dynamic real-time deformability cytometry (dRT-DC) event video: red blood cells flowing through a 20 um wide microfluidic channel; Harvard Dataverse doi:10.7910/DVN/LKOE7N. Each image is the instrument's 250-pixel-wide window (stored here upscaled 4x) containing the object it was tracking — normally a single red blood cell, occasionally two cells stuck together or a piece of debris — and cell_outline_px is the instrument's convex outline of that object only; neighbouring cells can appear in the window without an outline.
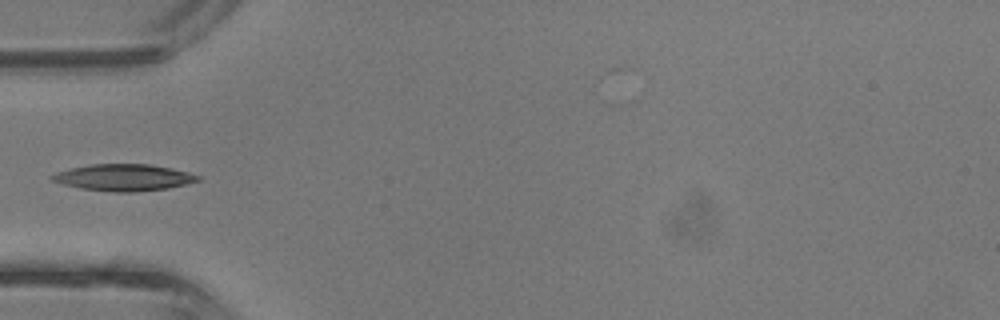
{"species": "common noctule bat (a hibernating species)", "species_latin": "Nyctalus noctula", "temperature_condition": "room temperature", "stored_images_in_passage": 4, "camera_frame_rate_fps": 3000, "um_per_image_px": 0.085, "animal": {"sex": "male", "body_mass_g": 13.3}, "frame": {"image": 1, "passage_image": 4, "time_ms": 1.0, "image_size_px": [1000, 320], "cell_outline_px": [[200, 180], [168, 188], [136, 192], [112, 192], [80, 188], [64, 184], [52, 180], [48, 176], [56, 172], [72, 168], [92, 164], [148, 164], [172, 168], [188, 172], [200, 176]], "centroid_in_image_um": [10.51, 15.09], "position_along_channel_um": 74.5, "area_um2": 22.54}}